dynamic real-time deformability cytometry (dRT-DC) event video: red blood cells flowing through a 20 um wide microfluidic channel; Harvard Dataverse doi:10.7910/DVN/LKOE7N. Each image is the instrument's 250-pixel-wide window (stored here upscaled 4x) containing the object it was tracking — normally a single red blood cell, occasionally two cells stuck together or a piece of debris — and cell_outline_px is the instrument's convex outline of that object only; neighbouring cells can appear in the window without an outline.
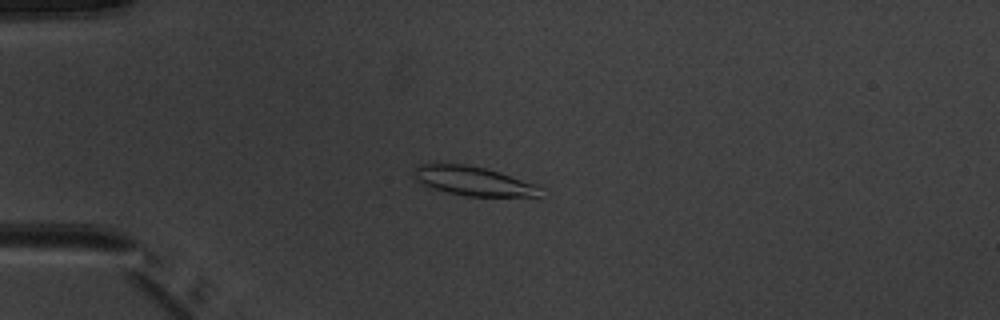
{"species": "common noctule bat (a hibernating species)", "species_latin": "Nyctalus noctula", "temperature_condition": "warm", "stored_images_in_passage": 51, "camera_frame_rate_fps": 3000, "um_per_image_px": 0.085, "animal": {"sex": "male", "body_mass_g": 20.1, "forearm_length_mm": 53.5}, "frame": {"image": 1, "passage_image": 13, "time_ms": 4.0, "image_size_px": [1000, 320], "cell_outline_px": [[544, 188], [540, 196], [464, 196], [448, 192], [424, 184], [416, 180], [412, 176], [412, 168], [420, 164], [464, 164], [488, 168], [536, 184]], "centroid_in_image_um": [40.25, 15.38], "position_along_channel_um": 44.7, "area_um2": 21.56}}
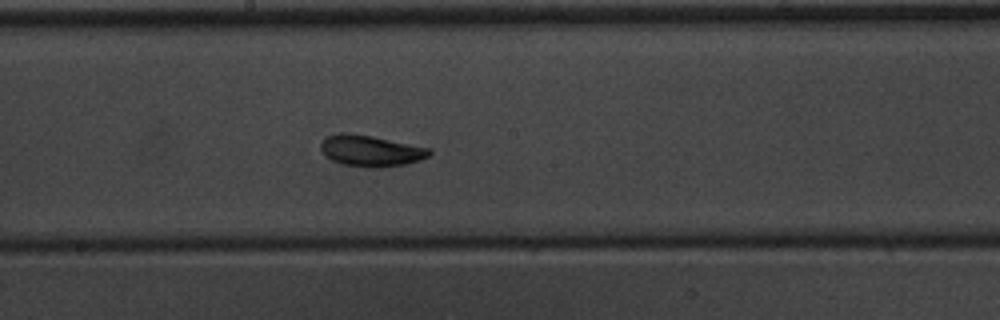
{"frame": {"image": 2, "passage_image": 28, "time_ms": 9.0, "image_size_px": [1000, 320], "cell_outline_px": [[432, 152], [428, 156], [420, 160], [404, 164], [380, 168], [368, 168], [340, 164], [324, 156], [320, 148], [320, 144], [328, 136], [340, 132], [348, 132], [372, 136], [432, 148]], "centroid_in_image_um": [31.5, 12.82], "position_along_channel_um": 216.7, "area_um2": 20.0}}
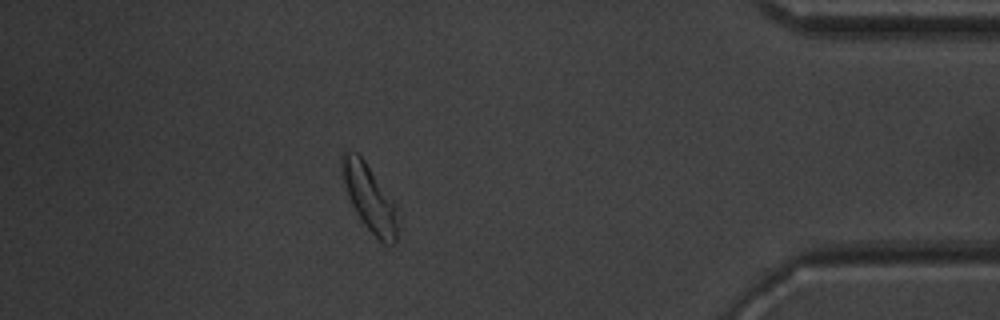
{"frame": {"image": 3, "passage_image": 45, "time_ms": 14.667, "image_size_px": [1000, 320], "cell_outline_px": [[396, 244], [384, 244], [364, 224], [356, 212], [348, 196], [340, 172], [340, 156], [344, 148], [356, 152], [364, 160], [396, 208]], "centroid_in_image_um": [31.32, 16.76], "position_along_channel_um": 403.9, "area_um2": 21.04}, "authors_computed_cell_mechanics": {"area_um2": 19.8832, "velocity_mm_per_s": 3.9775, "shape_relaxation_time_tau1_ms": 2.3884, "shape_relaxation_time_tau2_ms": 2.2638, "deformation_change_tau1": 0.101, "deformation_change_tau2": 0.0618}}